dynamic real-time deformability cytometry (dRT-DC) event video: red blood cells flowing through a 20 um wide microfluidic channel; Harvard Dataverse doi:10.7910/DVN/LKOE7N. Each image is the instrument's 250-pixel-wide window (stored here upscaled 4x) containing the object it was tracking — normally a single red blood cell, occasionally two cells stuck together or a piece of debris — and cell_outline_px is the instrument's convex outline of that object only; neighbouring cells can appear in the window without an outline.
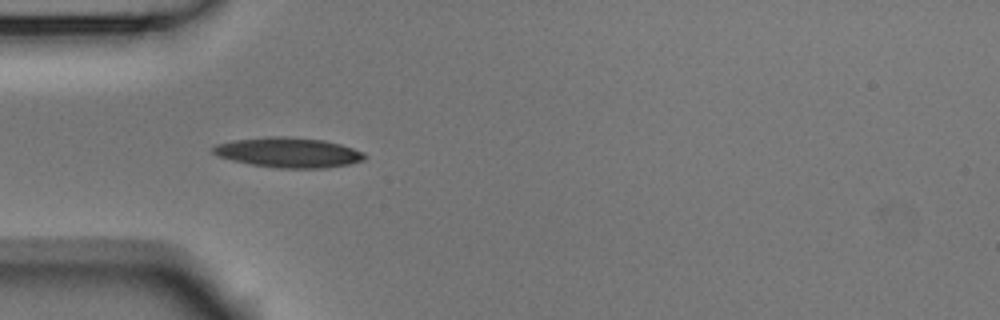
{"species": "Egyptian fruit bat (a non-hibernating species)", "species_latin": "Rousettus aegyptiacus", "temperature_condition": "room temperature", "stored_images_in_passage": 38, "camera_frame_rate_fps": 3000, "um_per_image_px": 0.085, "animal": {"sex": "male"}, "frame": {"image": 1, "passage_image": 1, "time_ms": 0.0, "image_size_px": [1000, 320], "cell_outline_px": [[368, 156], [364, 160], [352, 164], [328, 168], [276, 168], [252, 164], [232, 160], [220, 156], [212, 152], [212, 148], [216, 144], [232, 140], [268, 136], [284, 136], [324, 140], [340, 144], [364, 152]], "centroid_in_image_um": [24.56, 12.96], "position_along_channel_um": 60.4, "area_um2": 26.65}}
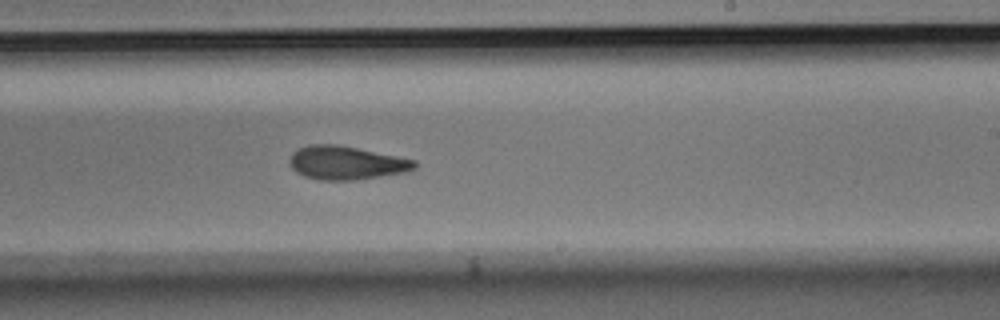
{"frame": {"image": 2, "passage_image": 17, "time_ms": 5.333, "image_size_px": [1000, 320], "cell_outline_px": [[416, 168], [408, 172], [356, 180], [320, 180], [304, 176], [296, 172], [288, 164], [288, 160], [292, 152], [308, 144], [336, 144], [416, 160]], "centroid_in_image_um": [29.4, 13.85], "position_along_channel_um": 259.6, "area_um2": 24.51}}
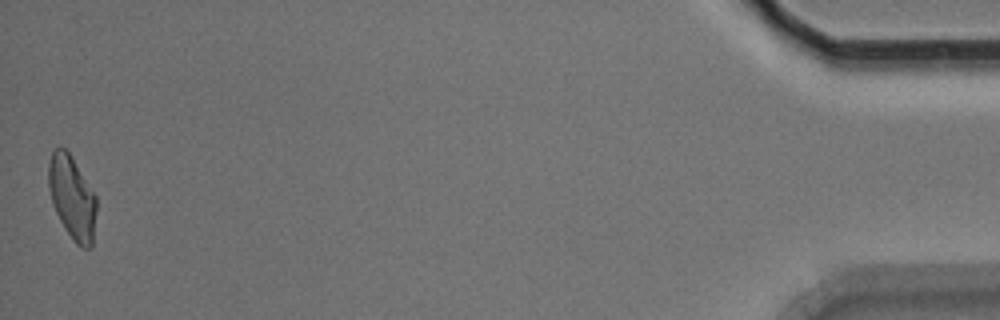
{"frame": {"image": 3, "passage_image": 38, "time_ms": 12.333, "image_size_px": [1000, 320], "cell_outline_px": [[96, 212], [92, 248], [80, 248], [72, 240], [64, 228], [52, 204], [48, 188], [48, 164], [52, 152], [56, 148], [64, 148], [68, 152], [96, 196]], "centroid_in_image_um": [6.12, 16.84], "position_along_channel_um": 429.1, "area_um2": 23.18}, "authors_computed_cell_mechanics": {"area_um2": 24.3916, "velocity_mm_per_s": 3.7572, "shape_relaxation_time_tau1_ms": 4.6368, "shape_relaxation_time_tau2_ms": 3.5558, "deformation_change_tau1": 0.1522, "deformation_change_tau2": 0.1075}}